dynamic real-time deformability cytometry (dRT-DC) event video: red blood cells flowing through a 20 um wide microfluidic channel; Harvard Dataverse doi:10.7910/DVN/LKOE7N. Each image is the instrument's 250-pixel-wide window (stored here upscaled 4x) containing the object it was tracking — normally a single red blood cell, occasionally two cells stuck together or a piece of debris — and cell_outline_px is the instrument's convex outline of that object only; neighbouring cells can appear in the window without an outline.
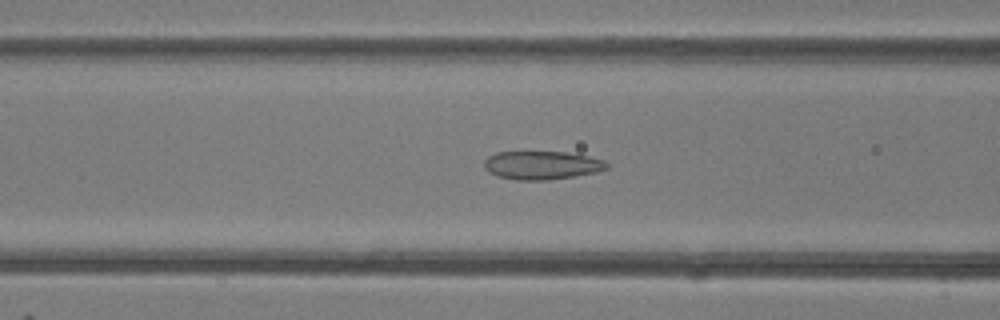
{"species": "common noctule bat (a hibernating species)", "species_latin": "Nyctalus noctula", "temperature_condition": "room temperature", "stored_images_in_passage": 49, "camera_frame_rate_fps": 3000, "um_per_image_px": 0.085, "animal": {"sex": "female"}, "frame": {"image": 1, "passage_image": 19, "time_ms": 6.0, "image_size_px": [1000, 320], "cell_outline_px": [[608, 168], [596, 172], [548, 180], [516, 180], [496, 176], [488, 172], [484, 168], [484, 160], [488, 156], [496, 152], [568, 152], [588, 156], [604, 160], [608, 164]], "centroid_in_image_um": [46.02, 14.04], "position_along_channel_um": 120.6, "area_um2": 20.35}}
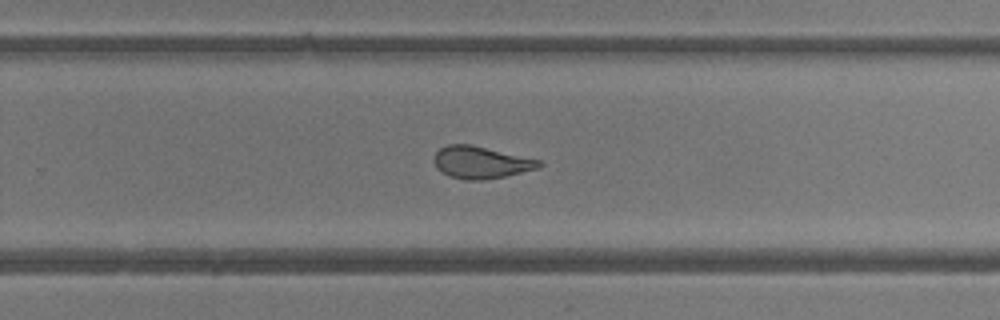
{"frame": {"image": 2, "passage_image": 31, "time_ms": 10.0, "image_size_px": [1000, 320], "cell_outline_px": [[544, 164], [536, 168], [504, 176], [484, 180], [464, 180], [448, 176], [436, 168], [432, 160], [436, 152], [440, 148], [448, 144], [468, 144], [540, 160]], "centroid_in_image_um": [40.8, 13.81], "position_along_channel_um": 289.0, "area_um2": 19.48}}
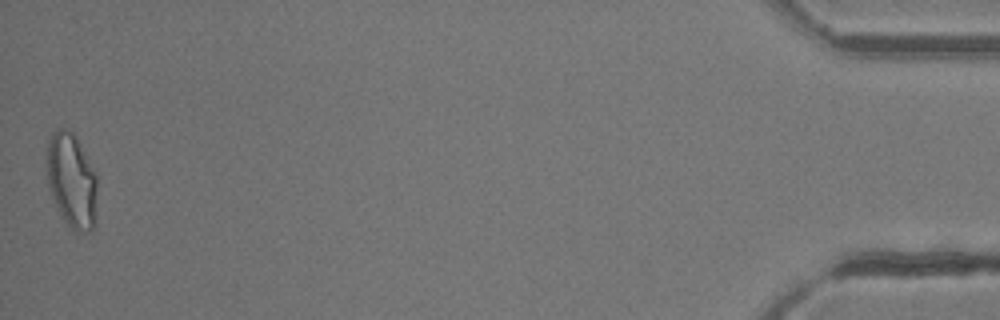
{"frame": {"image": 3, "passage_image": 48, "time_ms": 15.667, "image_size_px": [1000, 320], "cell_outline_px": [[96, 220], [92, 232], [76, 232], [60, 216], [56, 208], [48, 184], [48, 140], [52, 132], [56, 128], [64, 128], [72, 132], [76, 136], [96, 172]], "centroid_in_image_um": [6.11, 15.37], "position_along_channel_um": 429.1, "area_um2": 27.98}}